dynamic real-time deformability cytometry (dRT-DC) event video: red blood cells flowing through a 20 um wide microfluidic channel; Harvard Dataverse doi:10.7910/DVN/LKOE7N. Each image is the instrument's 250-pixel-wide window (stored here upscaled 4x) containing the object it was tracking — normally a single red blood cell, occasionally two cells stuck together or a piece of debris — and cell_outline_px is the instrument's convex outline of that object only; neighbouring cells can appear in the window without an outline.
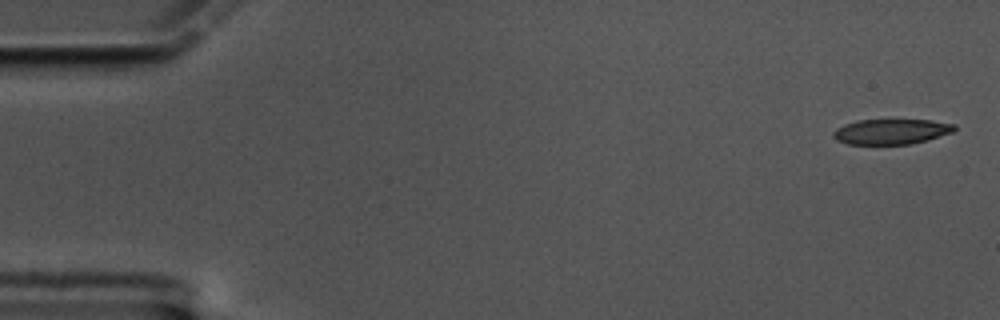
{"species": "common noctule bat (a hibernating species)", "species_latin": "Nyctalus noctula", "temperature_condition": "cold", "stored_images_in_passage": 58, "camera_frame_rate_fps": 3000, "um_per_image_px": 0.085, "animal": {"sex": "male", "body_mass_g": 17.5, "forearm_length_mm": 52.3}, "frame": {"image": 1, "passage_image": 1, "time_ms": 0.0, "image_size_px": [1000, 320], "cell_outline_px": [[956, 128], [952, 132], [912, 144], [848, 144], [836, 140], [832, 136], [832, 132], [836, 128], [844, 124], [860, 120], [928, 120], [956, 124]], "centroid_in_image_um": [75.72, 11.18], "position_along_channel_um": 9.3, "area_um2": 17.74}}
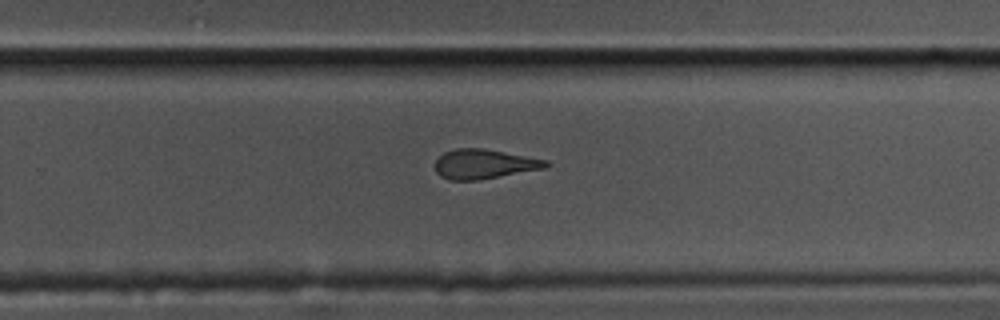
{"frame": {"image": 2, "passage_image": 37, "time_ms": 12.0, "image_size_px": [1000, 320], "cell_outline_px": [[552, 164], [544, 168], [476, 180], [448, 180], [440, 176], [436, 172], [436, 160], [444, 152], [456, 148], [484, 148], [548, 160]], "centroid_in_image_um": [41.14, 13.93], "position_along_channel_um": 288.7, "area_um2": 18.96}}
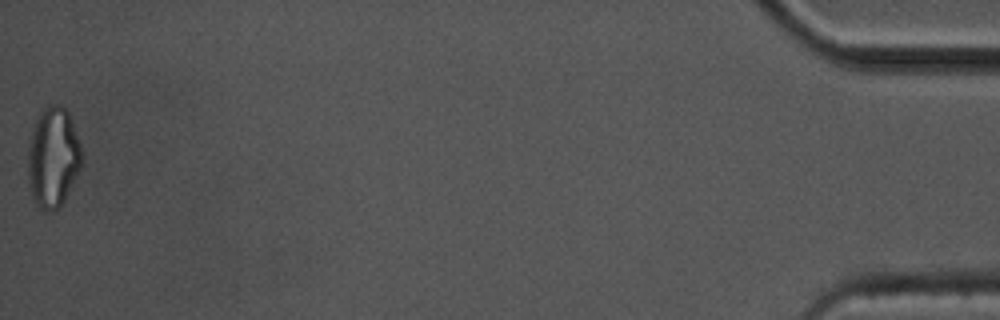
{"frame": {"image": 3, "passage_image": 58, "time_ms": 19.0, "image_size_px": [1000, 320], "cell_outline_px": [[84, 160], [64, 200], [52, 212], [44, 212], [32, 200], [28, 184], [28, 144], [32, 128], [40, 112], [48, 104], [60, 104], [68, 112], [72, 120], [80, 144]], "centroid_in_image_um": [4.49, 13.37], "position_along_channel_um": 430.7, "area_um2": 31.79}, "authors_computed_cell_mechanics": {"area_um2": 20.2589, "velocity_mm_per_s": 3.4158, "shape_relaxation_time_tau1_ms": 9.3654, "shape_relaxation_time_tau2_ms": 3.4938, "deformation_change_tau1": 0.2208, "deformation_change_tau2": 0.13}}